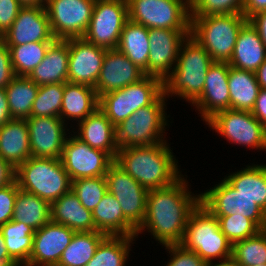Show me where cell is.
<instances>
[{"label":"cell","instance_id":"1","mask_svg":"<svg viewBox=\"0 0 266 266\" xmlns=\"http://www.w3.org/2000/svg\"><path fill=\"white\" fill-rule=\"evenodd\" d=\"M184 175L169 187L148 190L146 214L136 237L145 230L161 245L181 244L190 215L201 203L191 194Z\"/></svg>","mask_w":266,"mask_h":266},{"label":"cell","instance_id":"2","mask_svg":"<svg viewBox=\"0 0 266 266\" xmlns=\"http://www.w3.org/2000/svg\"><path fill=\"white\" fill-rule=\"evenodd\" d=\"M115 162L147 190L169 187L183 176L167 141L122 149Z\"/></svg>","mask_w":266,"mask_h":266},{"label":"cell","instance_id":"3","mask_svg":"<svg viewBox=\"0 0 266 266\" xmlns=\"http://www.w3.org/2000/svg\"><path fill=\"white\" fill-rule=\"evenodd\" d=\"M213 63L208 52L189 35L180 47L175 67L163 79L164 96H179L193 103L202 94L207 71Z\"/></svg>","mask_w":266,"mask_h":266},{"label":"cell","instance_id":"4","mask_svg":"<svg viewBox=\"0 0 266 266\" xmlns=\"http://www.w3.org/2000/svg\"><path fill=\"white\" fill-rule=\"evenodd\" d=\"M165 101L166 97L162 94L153 104L138 109L120 124H115L114 148L120 151L132 146H151L166 142L164 131L170 116L165 113Z\"/></svg>","mask_w":266,"mask_h":266},{"label":"cell","instance_id":"5","mask_svg":"<svg viewBox=\"0 0 266 266\" xmlns=\"http://www.w3.org/2000/svg\"><path fill=\"white\" fill-rule=\"evenodd\" d=\"M18 188L50 204L71 190L72 180L61 159L31 156L15 169Z\"/></svg>","mask_w":266,"mask_h":266},{"label":"cell","instance_id":"6","mask_svg":"<svg viewBox=\"0 0 266 266\" xmlns=\"http://www.w3.org/2000/svg\"><path fill=\"white\" fill-rule=\"evenodd\" d=\"M190 36L211 56L214 62H229L237 36L248 21L243 14L190 16Z\"/></svg>","mask_w":266,"mask_h":266},{"label":"cell","instance_id":"7","mask_svg":"<svg viewBox=\"0 0 266 266\" xmlns=\"http://www.w3.org/2000/svg\"><path fill=\"white\" fill-rule=\"evenodd\" d=\"M181 244L206 263L231 257L232 243L221 232L218 219L201 203L190 215Z\"/></svg>","mask_w":266,"mask_h":266},{"label":"cell","instance_id":"8","mask_svg":"<svg viewBox=\"0 0 266 266\" xmlns=\"http://www.w3.org/2000/svg\"><path fill=\"white\" fill-rule=\"evenodd\" d=\"M162 94L163 80L146 75L137 83L102 95L99 109L113 125L120 124L138 109L153 104Z\"/></svg>","mask_w":266,"mask_h":266},{"label":"cell","instance_id":"9","mask_svg":"<svg viewBox=\"0 0 266 266\" xmlns=\"http://www.w3.org/2000/svg\"><path fill=\"white\" fill-rule=\"evenodd\" d=\"M128 19L146 28L190 30V4L186 0H127Z\"/></svg>","mask_w":266,"mask_h":266},{"label":"cell","instance_id":"10","mask_svg":"<svg viewBox=\"0 0 266 266\" xmlns=\"http://www.w3.org/2000/svg\"><path fill=\"white\" fill-rule=\"evenodd\" d=\"M231 144L251 149H266V128L251 111L227 109L215 113L205 122Z\"/></svg>","mask_w":266,"mask_h":266},{"label":"cell","instance_id":"11","mask_svg":"<svg viewBox=\"0 0 266 266\" xmlns=\"http://www.w3.org/2000/svg\"><path fill=\"white\" fill-rule=\"evenodd\" d=\"M127 20V0H95L92 17L83 38L96 46L117 49Z\"/></svg>","mask_w":266,"mask_h":266},{"label":"cell","instance_id":"12","mask_svg":"<svg viewBox=\"0 0 266 266\" xmlns=\"http://www.w3.org/2000/svg\"><path fill=\"white\" fill-rule=\"evenodd\" d=\"M95 0H46L45 9L56 40L82 38L88 29Z\"/></svg>","mask_w":266,"mask_h":266},{"label":"cell","instance_id":"13","mask_svg":"<svg viewBox=\"0 0 266 266\" xmlns=\"http://www.w3.org/2000/svg\"><path fill=\"white\" fill-rule=\"evenodd\" d=\"M201 204L214 216L237 213L251 219L261 230L266 229V213L251 198L237 193L224 178L201 193Z\"/></svg>","mask_w":266,"mask_h":266},{"label":"cell","instance_id":"14","mask_svg":"<svg viewBox=\"0 0 266 266\" xmlns=\"http://www.w3.org/2000/svg\"><path fill=\"white\" fill-rule=\"evenodd\" d=\"M105 179L108 192L118 200L124 216L138 229L146 214L148 190L115 161L109 166Z\"/></svg>","mask_w":266,"mask_h":266},{"label":"cell","instance_id":"15","mask_svg":"<svg viewBox=\"0 0 266 266\" xmlns=\"http://www.w3.org/2000/svg\"><path fill=\"white\" fill-rule=\"evenodd\" d=\"M70 135L65 141L60 159L71 180L105 177L115 160L107 152L94 149L75 135Z\"/></svg>","mask_w":266,"mask_h":266},{"label":"cell","instance_id":"16","mask_svg":"<svg viewBox=\"0 0 266 266\" xmlns=\"http://www.w3.org/2000/svg\"><path fill=\"white\" fill-rule=\"evenodd\" d=\"M189 35L190 30L150 28L148 68L144 74L163 80L175 67L180 47Z\"/></svg>","mask_w":266,"mask_h":266},{"label":"cell","instance_id":"17","mask_svg":"<svg viewBox=\"0 0 266 266\" xmlns=\"http://www.w3.org/2000/svg\"><path fill=\"white\" fill-rule=\"evenodd\" d=\"M55 40L45 6H22L13 24L2 36L7 46Z\"/></svg>","mask_w":266,"mask_h":266},{"label":"cell","instance_id":"18","mask_svg":"<svg viewBox=\"0 0 266 266\" xmlns=\"http://www.w3.org/2000/svg\"><path fill=\"white\" fill-rule=\"evenodd\" d=\"M66 41L69 46L68 82L95 88L107 49L83 37Z\"/></svg>","mask_w":266,"mask_h":266},{"label":"cell","instance_id":"19","mask_svg":"<svg viewBox=\"0 0 266 266\" xmlns=\"http://www.w3.org/2000/svg\"><path fill=\"white\" fill-rule=\"evenodd\" d=\"M33 157L60 159L67 139V124L60 117L26 119Z\"/></svg>","mask_w":266,"mask_h":266},{"label":"cell","instance_id":"20","mask_svg":"<svg viewBox=\"0 0 266 266\" xmlns=\"http://www.w3.org/2000/svg\"><path fill=\"white\" fill-rule=\"evenodd\" d=\"M76 231L65 225L49 221L35 230L33 249L25 266H57L64 249Z\"/></svg>","mask_w":266,"mask_h":266},{"label":"cell","instance_id":"21","mask_svg":"<svg viewBox=\"0 0 266 266\" xmlns=\"http://www.w3.org/2000/svg\"><path fill=\"white\" fill-rule=\"evenodd\" d=\"M146 75L118 49H107L95 91L100 98L106 93L139 82Z\"/></svg>","mask_w":266,"mask_h":266},{"label":"cell","instance_id":"22","mask_svg":"<svg viewBox=\"0 0 266 266\" xmlns=\"http://www.w3.org/2000/svg\"><path fill=\"white\" fill-rule=\"evenodd\" d=\"M228 62H214L208 69L202 94L191 104L207 121L215 113L230 109Z\"/></svg>","mask_w":266,"mask_h":266},{"label":"cell","instance_id":"23","mask_svg":"<svg viewBox=\"0 0 266 266\" xmlns=\"http://www.w3.org/2000/svg\"><path fill=\"white\" fill-rule=\"evenodd\" d=\"M31 156L26 119H10L0 128V157L16 169Z\"/></svg>","mask_w":266,"mask_h":266},{"label":"cell","instance_id":"24","mask_svg":"<svg viewBox=\"0 0 266 266\" xmlns=\"http://www.w3.org/2000/svg\"><path fill=\"white\" fill-rule=\"evenodd\" d=\"M266 60V47L257 29L248 20L240 29L228 64L234 68L256 72Z\"/></svg>","mask_w":266,"mask_h":266},{"label":"cell","instance_id":"25","mask_svg":"<svg viewBox=\"0 0 266 266\" xmlns=\"http://www.w3.org/2000/svg\"><path fill=\"white\" fill-rule=\"evenodd\" d=\"M96 231L108 236H136L137 228L124 216L118 200L107 191L92 211Z\"/></svg>","mask_w":266,"mask_h":266},{"label":"cell","instance_id":"26","mask_svg":"<svg viewBox=\"0 0 266 266\" xmlns=\"http://www.w3.org/2000/svg\"><path fill=\"white\" fill-rule=\"evenodd\" d=\"M69 46L66 40H55L41 63L27 76L37 85L68 81Z\"/></svg>","mask_w":266,"mask_h":266},{"label":"cell","instance_id":"27","mask_svg":"<svg viewBox=\"0 0 266 266\" xmlns=\"http://www.w3.org/2000/svg\"><path fill=\"white\" fill-rule=\"evenodd\" d=\"M99 108V98L95 88L78 83H64L60 118L80 122ZM66 118V119H65Z\"/></svg>","mask_w":266,"mask_h":266},{"label":"cell","instance_id":"28","mask_svg":"<svg viewBox=\"0 0 266 266\" xmlns=\"http://www.w3.org/2000/svg\"><path fill=\"white\" fill-rule=\"evenodd\" d=\"M51 221L80 231H96L92 212L87 210L72 191H68L50 204Z\"/></svg>","mask_w":266,"mask_h":266},{"label":"cell","instance_id":"29","mask_svg":"<svg viewBox=\"0 0 266 266\" xmlns=\"http://www.w3.org/2000/svg\"><path fill=\"white\" fill-rule=\"evenodd\" d=\"M77 124L78 133L72 130L77 138L94 149L107 152L114 160L116 159L118 151L113 145L114 125L99 108Z\"/></svg>","mask_w":266,"mask_h":266},{"label":"cell","instance_id":"30","mask_svg":"<svg viewBox=\"0 0 266 266\" xmlns=\"http://www.w3.org/2000/svg\"><path fill=\"white\" fill-rule=\"evenodd\" d=\"M226 177V178H225ZM224 179L242 196L251 198L266 213V165H249Z\"/></svg>","mask_w":266,"mask_h":266},{"label":"cell","instance_id":"31","mask_svg":"<svg viewBox=\"0 0 266 266\" xmlns=\"http://www.w3.org/2000/svg\"><path fill=\"white\" fill-rule=\"evenodd\" d=\"M149 29L130 19L124 24L117 49L145 71L148 68L150 51Z\"/></svg>","mask_w":266,"mask_h":266},{"label":"cell","instance_id":"32","mask_svg":"<svg viewBox=\"0 0 266 266\" xmlns=\"http://www.w3.org/2000/svg\"><path fill=\"white\" fill-rule=\"evenodd\" d=\"M230 109L251 111L261 87L254 72L230 66L228 73Z\"/></svg>","mask_w":266,"mask_h":266},{"label":"cell","instance_id":"33","mask_svg":"<svg viewBox=\"0 0 266 266\" xmlns=\"http://www.w3.org/2000/svg\"><path fill=\"white\" fill-rule=\"evenodd\" d=\"M12 220L38 230L51 220L50 203L18 188Z\"/></svg>","mask_w":266,"mask_h":266},{"label":"cell","instance_id":"34","mask_svg":"<svg viewBox=\"0 0 266 266\" xmlns=\"http://www.w3.org/2000/svg\"><path fill=\"white\" fill-rule=\"evenodd\" d=\"M9 256L20 266L29 262L35 229L23 222L10 220L0 227Z\"/></svg>","mask_w":266,"mask_h":266},{"label":"cell","instance_id":"35","mask_svg":"<svg viewBox=\"0 0 266 266\" xmlns=\"http://www.w3.org/2000/svg\"><path fill=\"white\" fill-rule=\"evenodd\" d=\"M106 236L99 231L75 232L57 266H85L93 258L100 242Z\"/></svg>","mask_w":266,"mask_h":266},{"label":"cell","instance_id":"36","mask_svg":"<svg viewBox=\"0 0 266 266\" xmlns=\"http://www.w3.org/2000/svg\"><path fill=\"white\" fill-rule=\"evenodd\" d=\"M39 85L27 76H15L5 88L12 118L27 119L31 116L33 102Z\"/></svg>","mask_w":266,"mask_h":266},{"label":"cell","instance_id":"37","mask_svg":"<svg viewBox=\"0 0 266 266\" xmlns=\"http://www.w3.org/2000/svg\"><path fill=\"white\" fill-rule=\"evenodd\" d=\"M136 236H106L85 266H126Z\"/></svg>","mask_w":266,"mask_h":266},{"label":"cell","instance_id":"38","mask_svg":"<svg viewBox=\"0 0 266 266\" xmlns=\"http://www.w3.org/2000/svg\"><path fill=\"white\" fill-rule=\"evenodd\" d=\"M53 42H32L24 45L7 46L15 76H28L43 60Z\"/></svg>","mask_w":266,"mask_h":266},{"label":"cell","instance_id":"39","mask_svg":"<svg viewBox=\"0 0 266 266\" xmlns=\"http://www.w3.org/2000/svg\"><path fill=\"white\" fill-rule=\"evenodd\" d=\"M231 257L241 266L266 264V229L233 243Z\"/></svg>","mask_w":266,"mask_h":266},{"label":"cell","instance_id":"40","mask_svg":"<svg viewBox=\"0 0 266 266\" xmlns=\"http://www.w3.org/2000/svg\"><path fill=\"white\" fill-rule=\"evenodd\" d=\"M64 83L40 85L30 117H60Z\"/></svg>","mask_w":266,"mask_h":266},{"label":"cell","instance_id":"41","mask_svg":"<svg viewBox=\"0 0 266 266\" xmlns=\"http://www.w3.org/2000/svg\"><path fill=\"white\" fill-rule=\"evenodd\" d=\"M71 190L77 195L81 204L91 212L108 191L105 177L76 179L72 181Z\"/></svg>","mask_w":266,"mask_h":266},{"label":"cell","instance_id":"42","mask_svg":"<svg viewBox=\"0 0 266 266\" xmlns=\"http://www.w3.org/2000/svg\"><path fill=\"white\" fill-rule=\"evenodd\" d=\"M221 232L233 244L256 235L261 229L249 218L237 213L228 216H215Z\"/></svg>","mask_w":266,"mask_h":266},{"label":"cell","instance_id":"43","mask_svg":"<svg viewBox=\"0 0 266 266\" xmlns=\"http://www.w3.org/2000/svg\"><path fill=\"white\" fill-rule=\"evenodd\" d=\"M244 0H192L190 16L243 14Z\"/></svg>","mask_w":266,"mask_h":266},{"label":"cell","instance_id":"44","mask_svg":"<svg viewBox=\"0 0 266 266\" xmlns=\"http://www.w3.org/2000/svg\"><path fill=\"white\" fill-rule=\"evenodd\" d=\"M169 251L170 260L166 266H206L207 263L192 250L186 249L182 244L165 245ZM168 249V250H167Z\"/></svg>","mask_w":266,"mask_h":266},{"label":"cell","instance_id":"45","mask_svg":"<svg viewBox=\"0 0 266 266\" xmlns=\"http://www.w3.org/2000/svg\"><path fill=\"white\" fill-rule=\"evenodd\" d=\"M17 193L18 185L16 181L0 188V227L13 218Z\"/></svg>","mask_w":266,"mask_h":266},{"label":"cell","instance_id":"46","mask_svg":"<svg viewBox=\"0 0 266 266\" xmlns=\"http://www.w3.org/2000/svg\"><path fill=\"white\" fill-rule=\"evenodd\" d=\"M22 5L18 0H0V34L11 27Z\"/></svg>","mask_w":266,"mask_h":266},{"label":"cell","instance_id":"47","mask_svg":"<svg viewBox=\"0 0 266 266\" xmlns=\"http://www.w3.org/2000/svg\"><path fill=\"white\" fill-rule=\"evenodd\" d=\"M14 77L10 49L2 41L0 43V88H6Z\"/></svg>","mask_w":266,"mask_h":266},{"label":"cell","instance_id":"48","mask_svg":"<svg viewBox=\"0 0 266 266\" xmlns=\"http://www.w3.org/2000/svg\"><path fill=\"white\" fill-rule=\"evenodd\" d=\"M251 113L266 128V89H260Z\"/></svg>","mask_w":266,"mask_h":266},{"label":"cell","instance_id":"49","mask_svg":"<svg viewBox=\"0 0 266 266\" xmlns=\"http://www.w3.org/2000/svg\"><path fill=\"white\" fill-rule=\"evenodd\" d=\"M265 10L266 0H244L243 15L247 20Z\"/></svg>","mask_w":266,"mask_h":266},{"label":"cell","instance_id":"50","mask_svg":"<svg viewBox=\"0 0 266 266\" xmlns=\"http://www.w3.org/2000/svg\"><path fill=\"white\" fill-rule=\"evenodd\" d=\"M15 181V168L0 157V188Z\"/></svg>","mask_w":266,"mask_h":266},{"label":"cell","instance_id":"51","mask_svg":"<svg viewBox=\"0 0 266 266\" xmlns=\"http://www.w3.org/2000/svg\"><path fill=\"white\" fill-rule=\"evenodd\" d=\"M249 21L257 29L259 36L266 47V10L255 14L249 19Z\"/></svg>","mask_w":266,"mask_h":266},{"label":"cell","instance_id":"52","mask_svg":"<svg viewBox=\"0 0 266 266\" xmlns=\"http://www.w3.org/2000/svg\"><path fill=\"white\" fill-rule=\"evenodd\" d=\"M12 119L10 115L7 93L5 88H0V128Z\"/></svg>","mask_w":266,"mask_h":266},{"label":"cell","instance_id":"53","mask_svg":"<svg viewBox=\"0 0 266 266\" xmlns=\"http://www.w3.org/2000/svg\"><path fill=\"white\" fill-rule=\"evenodd\" d=\"M0 266H20L9 256L1 229H0Z\"/></svg>","mask_w":266,"mask_h":266},{"label":"cell","instance_id":"54","mask_svg":"<svg viewBox=\"0 0 266 266\" xmlns=\"http://www.w3.org/2000/svg\"><path fill=\"white\" fill-rule=\"evenodd\" d=\"M257 82L262 89H266V60L255 72Z\"/></svg>","mask_w":266,"mask_h":266},{"label":"cell","instance_id":"55","mask_svg":"<svg viewBox=\"0 0 266 266\" xmlns=\"http://www.w3.org/2000/svg\"><path fill=\"white\" fill-rule=\"evenodd\" d=\"M206 266H241V265L236 260H234L232 257H230L225 260H220V261L217 260V264L216 262L207 263Z\"/></svg>","mask_w":266,"mask_h":266},{"label":"cell","instance_id":"56","mask_svg":"<svg viewBox=\"0 0 266 266\" xmlns=\"http://www.w3.org/2000/svg\"><path fill=\"white\" fill-rule=\"evenodd\" d=\"M22 6H45L46 0H18Z\"/></svg>","mask_w":266,"mask_h":266},{"label":"cell","instance_id":"57","mask_svg":"<svg viewBox=\"0 0 266 266\" xmlns=\"http://www.w3.org/2000/svg\"><path fill=\"white\" fill-rule=\"evenodd\" d=\"M252 266H266V264L252 265Z\"/></svg>","mask_w":266,"mask_h":266},{"label":"cell","instance_id":"58","mask_svg":"<svg viewBox=\"0 0 266 266\" xmlns=\"http://www.w3.org/2000/svg\"><path fill=\"white\" fill-rule=\"evenodd\" d=\"M2 42V35L0 34V43Z\"/></svg>","mask_w":266,"mask_h":266}]
</instances>
